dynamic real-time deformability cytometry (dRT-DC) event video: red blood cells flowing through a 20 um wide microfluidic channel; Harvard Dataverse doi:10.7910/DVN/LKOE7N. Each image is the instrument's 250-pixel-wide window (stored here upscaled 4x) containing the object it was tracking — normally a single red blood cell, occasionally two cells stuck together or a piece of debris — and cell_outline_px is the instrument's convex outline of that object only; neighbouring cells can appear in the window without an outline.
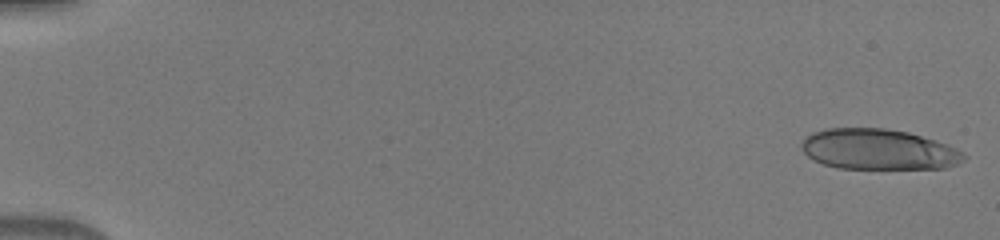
{"species": "human", "species_latin": "Homo sapiens", "temperature_condition": "warm", "stored_images_in_passage": 49, "camera_frame_rate_fps": 3000, "um_per_image_px": 0.085, "donor": {"sex": "male"}, "frame": {"image": 1, "passage_image": 1, "time_ms": 0.0, "image_size_px": [1000, 240], "cell_outline_px": [[968, 156], [964, 160], [948, 168], [836, 168], [812, 160], [800, 148], [800, 144], [804, 136], [812, 132], [828, 128], [884, 128], [908, 132], [936, 140], [956, 148], [964, 152]], "centroid_in_image_um": [74.65, 12.69], "position_along_channel_um": 10.3, "area_um2": 38.67}}
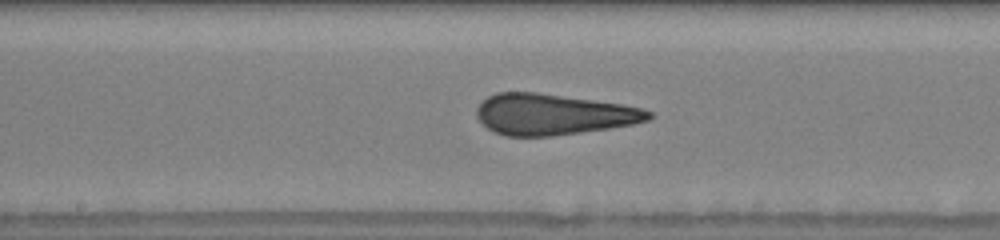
{"frame": {"image": 2, "passage_image": 27, "time_ms": 8.667, "image_size_px": [1000, 240], "cell_outline_px": [[656, 116], [648, 120], [632, 124], [608, 128], [552, 136], [508, 136], [496, 132], [488, 128], [476, 116], [476, 108], [488, 96], [496, 92], [536, 92], [620, 104], [644, 108], [652, 112]], "centroid_in_image_um": [47.03, 9.72], "position_along_channel_um": 201.2, "area_um2": 40.75}}
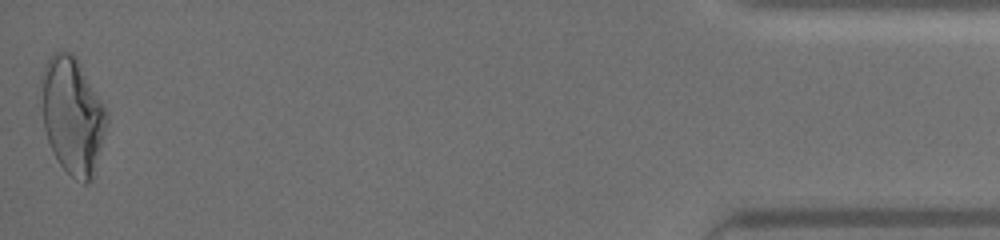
{"frame": {"image": 3, "passage_image": 49, "time_ms": 16.0, "image_size_px": [1000, 240], "cell_outline_px": [[108, 120], [92, 180], [88, 184], [84, 184], [76, 180], [60, 164], [52, 152], [44, 128], [40, 80], [40, 76], [44, 64], [52, 52], [68, 52], [76, 56], [104, 104], [108, 112]], "centroid_in_image_um": [6.15, 9.8], "position_along_channel_um": 429.0, "area_um2": 44.74}}